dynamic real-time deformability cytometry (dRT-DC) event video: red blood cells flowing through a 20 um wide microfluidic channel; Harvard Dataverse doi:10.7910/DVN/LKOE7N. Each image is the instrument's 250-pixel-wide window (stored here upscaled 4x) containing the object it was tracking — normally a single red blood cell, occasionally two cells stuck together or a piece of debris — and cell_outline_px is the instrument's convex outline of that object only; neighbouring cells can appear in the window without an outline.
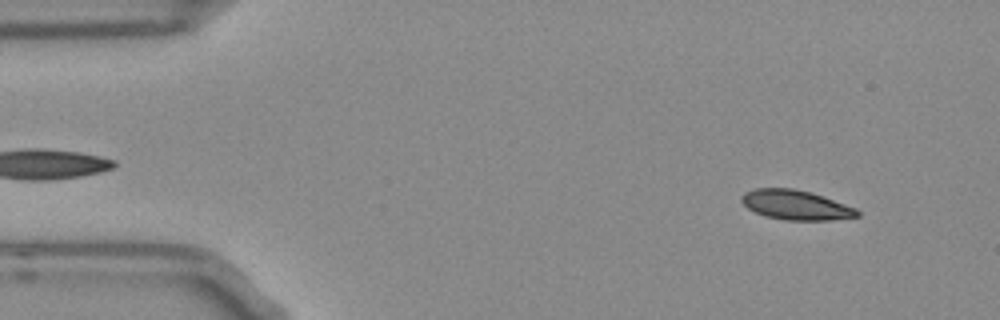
{"species": "Egyptian fruit bat (a non-hibernating species)", "species_latin": "Rousettus aegyptiacus", "temperature_condition": "room temperature", "stored_images_in_passage": 50, "camera_frame_rate_fps": 3000, "um_per_image_px": 0.085, "frame": {"image": 1, "passage_image": 2, "time_ms": 0.333, "image_size_px": [1000, 320], "cell_outline_px": [[860, 216], [832, 220], [784, 220], [764, 216], [748, 208], [740, 200], [740, 196], [744, 192], [756, 188], [792, 188], [812, 192], [824, 196], [856, 208], [860, 212]], "centroid_in_image_um": [67.65, 17.42], "position_along_channel_um": 17.4, "area_um2": 20.17}}
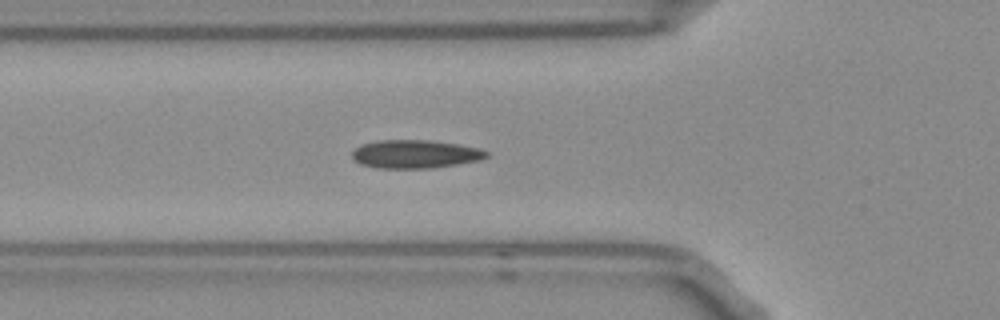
{"frame": {"image": 2, "passage_image": 15, "time_ms": 4.667, "image_size_px": [1000, 320], "cell_outline_px": [[488, 156], [480, 160], [432, 168], [376, 168], [360, 164], [352, 160], [352, 152], [360, 144], [380, 140], [432, 140], [456, 144], [476, 148], [488, 152]], "centroid_in_image_um": [35.23, 13.1], "position_along_channel_um": 90.6, "area_um2": 22.14}}
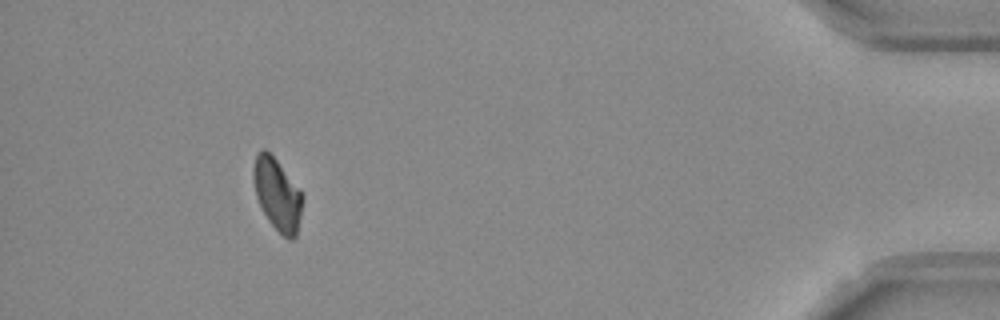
{"frame": {"image": 3, "passage_image": 46, "time_ms": 15.0, "image_size_px": [1000, 320], "cell_outline_px": [[304, 196], [296, 236], [292, 240], [288, 240], [268, 220], [256, 196], [252, 180], [252, 172], [256, 156], [264, 148], [276, 160], [300, 188]], "centroid_in_image_um": [23.58, 16.53], "position_along_channel_um": 411.6, "area_um2": 20.4}, "authors_computed_cell_mechanics": {"area_um2": 20.9525, "velocity_mm_per_s": 3.736, "shape_relaxation_time_tau1_ms": null, "shape_relaxation_time_tau2_ms": 6.0516, "deformation_change_tau1": null, "deformation_change_tau2": 0.07}}